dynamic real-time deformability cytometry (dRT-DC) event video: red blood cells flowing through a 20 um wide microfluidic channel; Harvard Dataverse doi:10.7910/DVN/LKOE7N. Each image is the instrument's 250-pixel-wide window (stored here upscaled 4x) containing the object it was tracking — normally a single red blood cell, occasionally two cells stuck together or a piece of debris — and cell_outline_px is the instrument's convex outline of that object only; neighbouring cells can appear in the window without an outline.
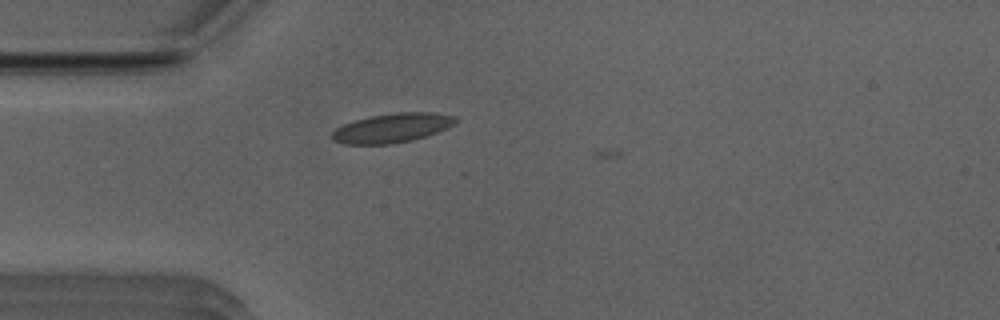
{"species": "Egyptian fruit bat (a non-hibernating species)", "species_latin": "Rousettus aegyptiacus", "temperature_condition": "room temperature", "stored_images_in_passage": 4, "camera_frame_rate_fps": 3000, "um_per_image_px": 0.085, "animal": {"sex": "male"}, "frame": {"image": 1, "passage_image": 2, "time_ms": 0.333, "image_size_px": [1000, 320], "cell_outline_px": [[456, 120], [448, 128], [428, 136], [412, 140], [392, 144], [344, 144], [332, 140], [332, 132], [336, 128], [344, 124], [368, 116], [396, 112], [432, 112], [456, 116]], "centroid_in_image_um": [33.33, 10.87], "position_along_channel_um": 51.7, "area_um2": 21.15}}